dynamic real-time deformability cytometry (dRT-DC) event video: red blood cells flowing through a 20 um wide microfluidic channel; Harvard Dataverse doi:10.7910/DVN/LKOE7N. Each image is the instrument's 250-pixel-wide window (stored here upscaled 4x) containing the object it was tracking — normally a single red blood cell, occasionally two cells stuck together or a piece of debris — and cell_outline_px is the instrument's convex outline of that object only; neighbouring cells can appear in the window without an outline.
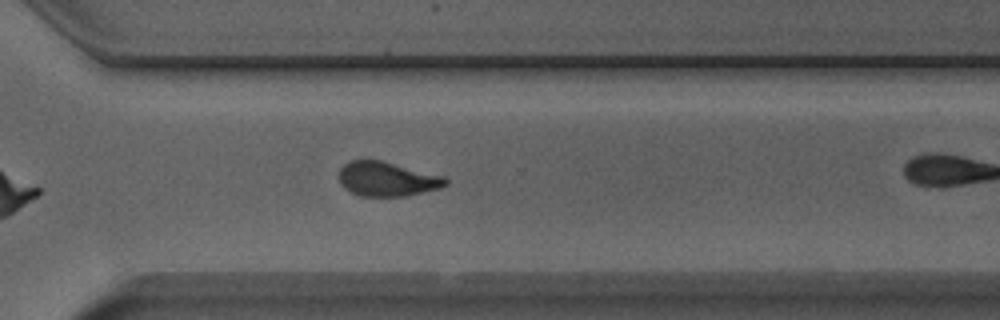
{"species": "Egyptian fruit bat (a non-hibernating species)", "species_latin": "Rousettus aegyptiacus", "temperature_condition": "room temperature", "stored_images_in_passage": 31, "camera_frame_rate_fps": 3000, "um_per_image_px": 0.085, "animal": {"sex": "male"}, "frame": {"image": 1, "passage_image": 27, "time_ms": 8.667, "image_size_px": [1000, 320], "cell_outline_px": [[448, 184], [440, 188], [408, 196], [360, 196], [344, 188], [340, 184], [340, 168], [344, 164], [352, 160], [380, 160], [444, 176], [448, 180]], "centroid_in_image_um": [32.91, 15.22], "position_along_channel_um": 337.7, "area_um2": 21.33}}